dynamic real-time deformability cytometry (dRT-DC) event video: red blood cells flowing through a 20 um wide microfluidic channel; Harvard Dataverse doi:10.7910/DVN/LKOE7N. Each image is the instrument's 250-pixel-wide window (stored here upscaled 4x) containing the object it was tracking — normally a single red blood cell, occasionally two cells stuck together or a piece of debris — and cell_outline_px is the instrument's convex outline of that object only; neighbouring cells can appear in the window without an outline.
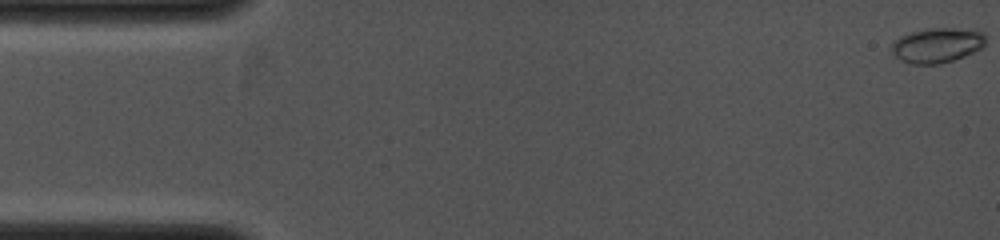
{"species": "common noctule bat (a hibernating species)", "species_latin": "Nyctalus noctula", "temperature_condition": "cold", "stored_images_in_passage": 11, "camera_frame_rate_fps": 4000, "um_per_image_px": 0.085, "animal": {"sex": "female", "body_mass_g": 19.0, "forearm_length_mm": 53.3}, "frame": {"image": 1, "passage_image": 1, "time_ms": 0.0, "image_size_px": [1000, 240], "cell_outline_px": [[984, 44], [980, 48], [964, 56], [940, 64], [912, 64], [900, 60], [888, 48], [900, 36], [912, 32], [928, 28], [976, 28], [984, 32]], "centroid_in_image_um": [79.65, 3.83], "position_along_channel_um": 5.3, "area_um2": 19.25}}
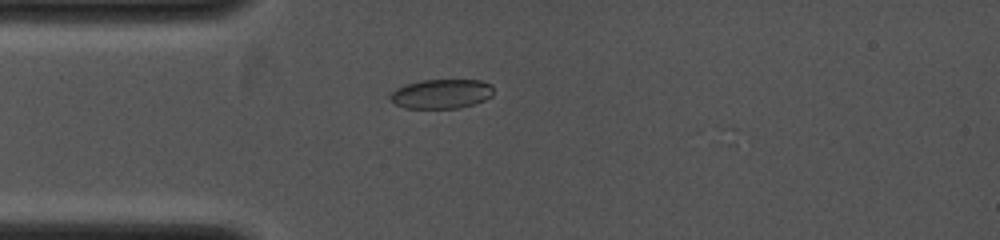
{"frame": {"image": 2, "passage_image": 10, "time_ms": 3.0, "image_size_px": [1000, 240], "cell_outline_px": [[492, 96], [484, 100], [460, 108], [404, 108], [388, 100], [388, 96], [396, 88], [404, 84], [420, 80], [480, 80], [492, 84]], "centroid_in_image_um": [37.47, 7.97], "position_along_channel_um": 47.5, "area_um2": 17.86}}